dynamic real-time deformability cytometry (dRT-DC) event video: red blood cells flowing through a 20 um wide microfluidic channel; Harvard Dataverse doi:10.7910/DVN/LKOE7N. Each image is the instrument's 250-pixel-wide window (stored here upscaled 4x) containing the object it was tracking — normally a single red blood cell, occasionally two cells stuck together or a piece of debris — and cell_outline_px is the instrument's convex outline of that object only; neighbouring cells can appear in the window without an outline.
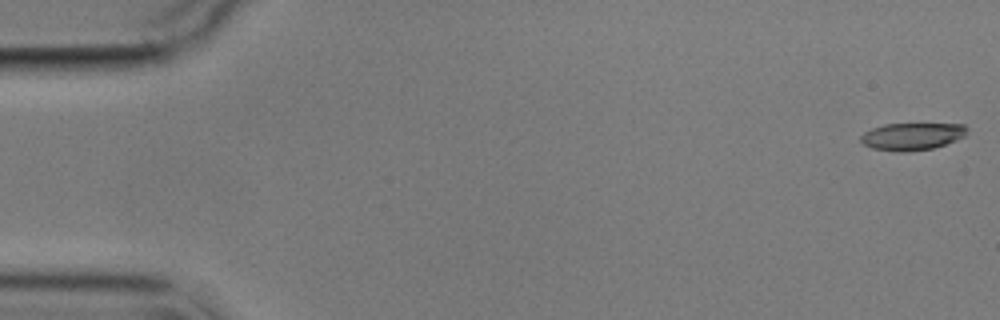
{"species": "common noctule bat (a hibernating species)", "species_latin": "Nyctalus noctula", "temperature_condition": "cold", "stored_images_in_passage": 5, "camera_frame_rate_fps": 3000, "um_per_image_px": 0.085, "animal": {"sex": "male", "body_mass_g": 17.9}, "frame": {"image": 1, "passage_image": 1, "time_ms": 0.0, "image_size_px": [1000, 320], "cell_outline_px": [[968, 128], [964, 136], [956, 140], [932, 148], [904, 152], [896, 152], [872, 148], [864, 144], [860, 140], [860, 136], [864, 132], [872, 128], [884, 124], [964, 124]], "centroid_in_image_um": [77.5, 11.59], "position_along_channel_um": 7.5, "area_um2": 16.82}}
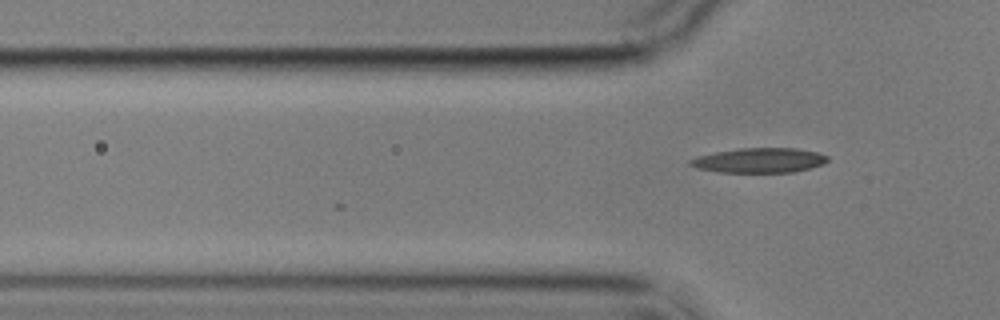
{"frame": {"image": 2, "passage_image": 5, "time_ms": 5.333, "image_size_px": [1000, 320], "cell_outline_px": [[828, 160], [824, 164], [796, 172], [716, 172], [696, 168], [688, 164], [688, 160], [700, 156], [716, 152], [740, 148], [796, 148], [816, 152], [828, 156]], "centroid_in_image_um": [64.55, 13.63], "position_along_channel_um": 61.3, "area_um2": 19.83}}